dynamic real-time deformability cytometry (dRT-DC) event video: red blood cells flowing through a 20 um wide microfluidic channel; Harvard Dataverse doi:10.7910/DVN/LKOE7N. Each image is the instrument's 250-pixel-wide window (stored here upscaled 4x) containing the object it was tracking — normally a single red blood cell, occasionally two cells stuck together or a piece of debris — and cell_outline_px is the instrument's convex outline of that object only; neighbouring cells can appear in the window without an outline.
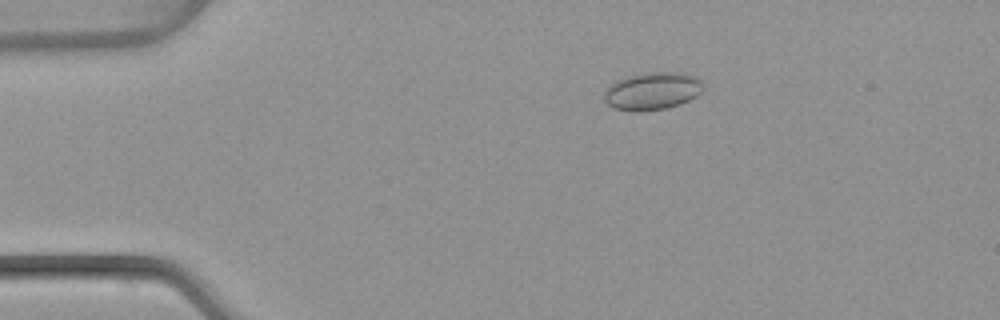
{"species": "common noctule bat (a hibernating species)", "species_latin": "Nyctalus noctula", "temperature_condition": "warm", "stored_images_in_passage": 51, "camera_frame_rate_fps": 3000, "um_per_image_px": 0.085, "animal": {"sex": "female", "body_mass_g": 22.7, "forearm_length_mm": 54.2}, "frame": {"image": 1, "passage_image": 10, "time_ms": 3.0, "image_size_px": [1000, 320], "cell_outline_px": [[704, 88], [696, 96], [680, 104], [668, 108], [640, 112], [636, 112], [612, 108], [604, 100], [604, 92], [616, 80], [628, 76], [648, 72], [680, 72], [696, 76], [704, 80]], "centroid_in_image_um": [55.48, 7.74], "position_along_channel_um": 29.5, "area_um2": 22.02}}
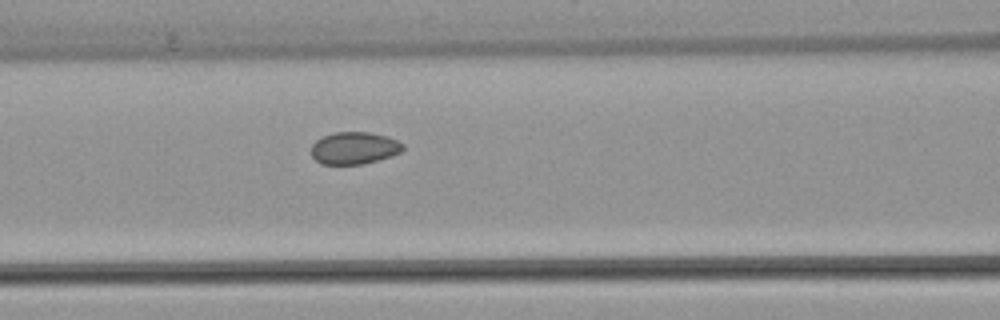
{"frame": {"image": 2, "passage_image": 22, "time_ms": 7.0, "image_size_px": [1000, 320], "cell_outline_px": [[404, 148], [400, 152], [376, 160], [360, 164], [320, 164], [312, 156], [312, 144], [316, 140], [324, 136], [336, 132], [368, 132], [388, 136], [404, 144]], "centroid_in_image_um": [30.1, 12.57], "position_along_channel_um": 136.5, "area_um2": 16.99}}
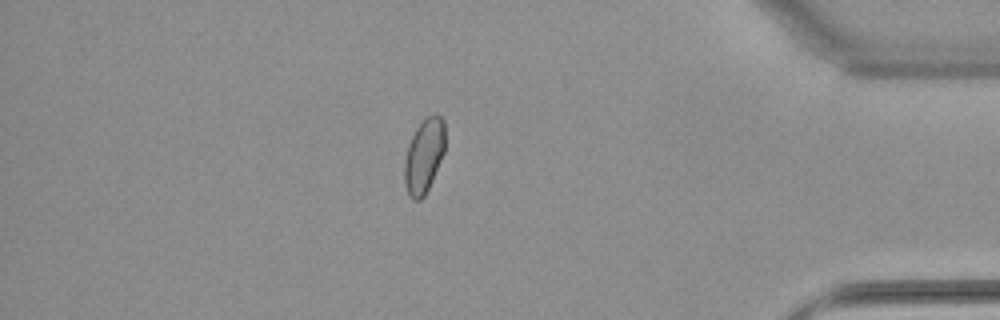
{"frame": {"image": 3, "passage_image": 44, "time_ms": 14.333, "image_size_px": [1000, 320], "cell_outline_px": [[444, 152], [432, 180], [424, 196], [420, 200], [412, 200], [404, 184], [404, 160], [408, 144], [416, 128], [428, 116], [440, 116], [444, 120]], "centroid_in_image_um": [36.02, 13.28], "position_along_channel_um": 399.2, "area_um2": 17.34}, "authors_computed_cell_mechanics": {"area_um2": 17.8602, "velocity_mm_per_s": 4.0815, "shape_relaxation_time_tau1_ms": null, "shape_relaxation_time_tau2_ms": 1.5304, "deformation_change_tau1": null, "deformation_change_tau2": 0.0285}}